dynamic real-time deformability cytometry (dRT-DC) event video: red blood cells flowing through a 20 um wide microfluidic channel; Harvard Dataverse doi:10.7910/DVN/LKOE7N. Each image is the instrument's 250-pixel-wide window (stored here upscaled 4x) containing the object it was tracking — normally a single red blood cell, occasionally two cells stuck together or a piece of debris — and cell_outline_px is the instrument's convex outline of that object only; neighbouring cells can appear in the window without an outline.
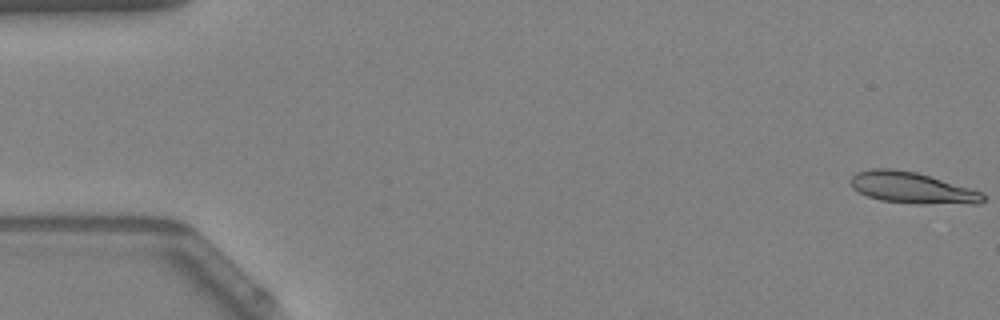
{"species": "Egyptian fruit bat (a non-hibernating species)", "species_latin": "Rousettus aegyptiacus", "temperature_condition": "warm", "stored_images_in_passage": 54, "camera_frame_rate_fps": 3000, "um_per_image_px": 0.085, "animal": {"sex": "female"}, "frame": {"image": 1, "passage_image": 1, "time_ms": 0.0, "image_size_px": [1000, 320], "cell_outline_px": [[984, 200], [980, 204], [916, 204], [880, 200], [868, 196], [852, 188], [852, 176], [856, 172], [872, 168], [892, 168], [916, 172], [968, 188], [980, 192], [984, 196]], "centroid_in_image_um": [77.51, 15.97], "position_along_channel_um": 7.5, "area_um2": 23.93}}
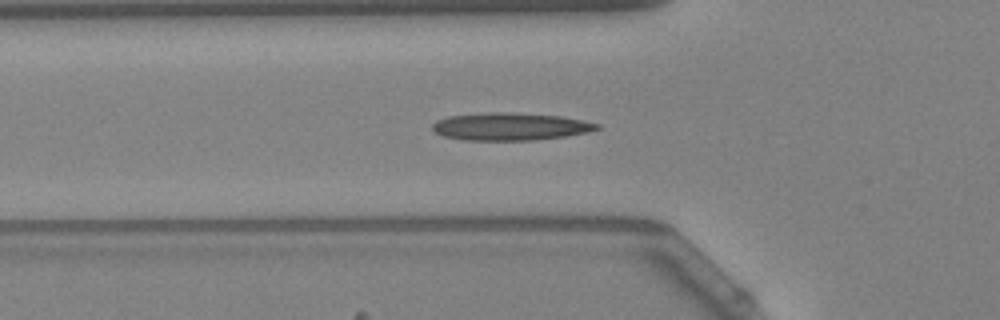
{"frame": {"image": 2, "passage_image": 19, "time_ms": 6.0, "image_size_px": [1000, 320], "cell_outline_px": [[600, 128], [588, 132], [564, 136], [536, 140], [464, 140], [444, 136], [436, 132], [432, 128], [432, 124], [436, 120], [448, 116], [496, 112], [504, 112], [560, 116], [600, 124]], "centroid_in_image_um": [43.35, 10.76], "position_along_channel_um": 82.4, "area_um2": 26.13}}
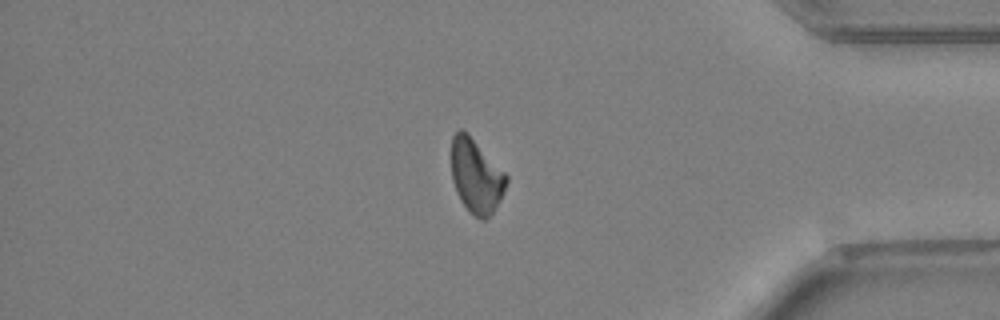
{"frame": {"image": 3, "passage_image": 46, "time_ms": 15.0, "image_size_px": [1000, 320], "cell_outline_px": [[508, 180], [500, 200], [492, 212], [484, 220], [480, 220], [472, 216], [468, 212], [460, 200], [456, 192], [452, 180], [452, 136], [460, 128], [468, 132], [508, 176]], "centroid_in_image_um": [40.46, 14.97], "position_along_channel_um": 394.7, "area_um2": 23.81}}